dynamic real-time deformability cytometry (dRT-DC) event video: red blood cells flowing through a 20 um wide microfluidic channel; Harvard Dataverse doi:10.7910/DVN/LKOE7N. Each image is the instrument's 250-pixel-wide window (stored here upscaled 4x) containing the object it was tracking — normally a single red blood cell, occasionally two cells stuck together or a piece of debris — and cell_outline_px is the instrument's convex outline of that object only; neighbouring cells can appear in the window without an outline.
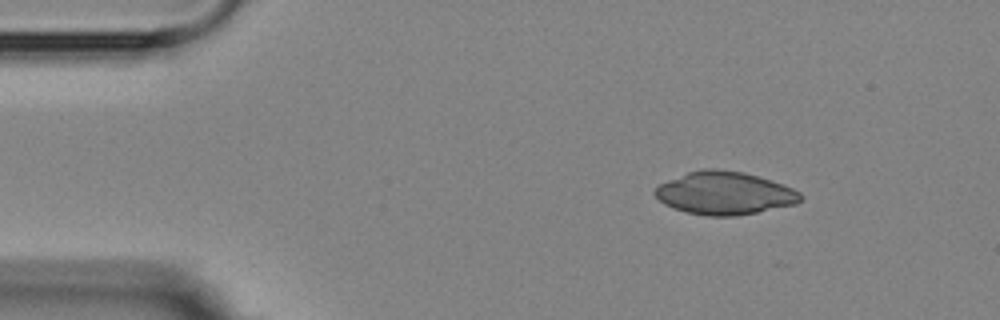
{"species": "Egyptian fruit bat (a non-hibernating species)", "species_latin": "Rousettus aegyptiacus", "temperature_condition": "room temperature", "stored_images_in_passage": 3, "camera_frame_rate_fps": 3000, "um_per_image_px": 0.085, "animal": {"sex": "female"}, "frame": {"image": 1, "passage_image": 1, "time_ms": 0.0, "image_size_px": [1000, 320], "cell_outline_px": [[804, 196], [796, 204], [736, 216], [708, 216], [688, 212], [672, 208], [664, 204], [652, 192], [660, 184], [668, 180], [688, 172], [704, 168], [716, 168], [744, 172], [772, 180], [792, 188], [800, 192]], "centroid_in_image_um": [61.59, 16.41], "position_along_channel_um": 23.4, "area_um2": 36.36}}